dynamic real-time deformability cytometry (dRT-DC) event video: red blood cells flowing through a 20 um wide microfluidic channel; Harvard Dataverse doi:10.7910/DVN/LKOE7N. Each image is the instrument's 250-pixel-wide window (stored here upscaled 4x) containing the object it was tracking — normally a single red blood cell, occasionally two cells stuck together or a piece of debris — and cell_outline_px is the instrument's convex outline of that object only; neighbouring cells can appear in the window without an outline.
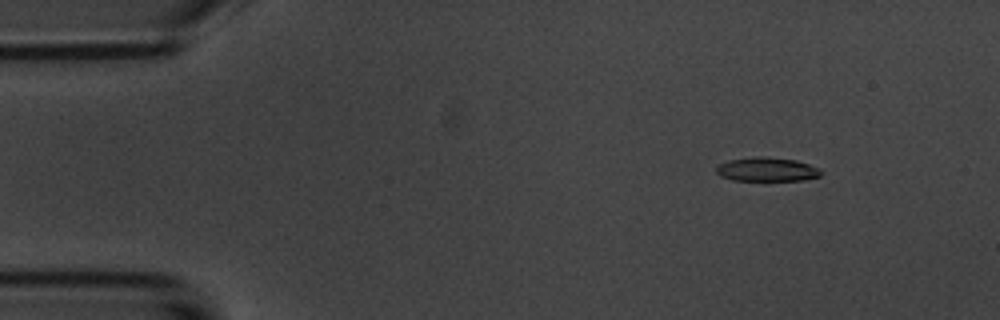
{"species": "common noctule bat (a hibernating species)", "species_latin": "Nyctalus noctula", "temperature_condition": "room temperature", "stored_images_in_passage": 9, "camera_frame_rate_fps": 3000, "um_per_image_px": 0.085, "animal": {"sex": "male", "body_mass_g": 20.1, "forearm_length_mm": 53.5}, "frame": {"image": 1, "passage_image": 1, "time_ms": 0.0, "image_size_px": [1000, 320], "cell_outline_px": [[824, 172], [820, 176], [804, 180], [732, 180], [720, 176], [716, 172], [716, 168], [720, 164], [728, 160], [752, 156], [768, 156], [796, 160], [820, 168]], "centroid_in_image_um": [65.2, 14.39], "position_along_channel_um": 19.8, "area_um2": 14.8}}
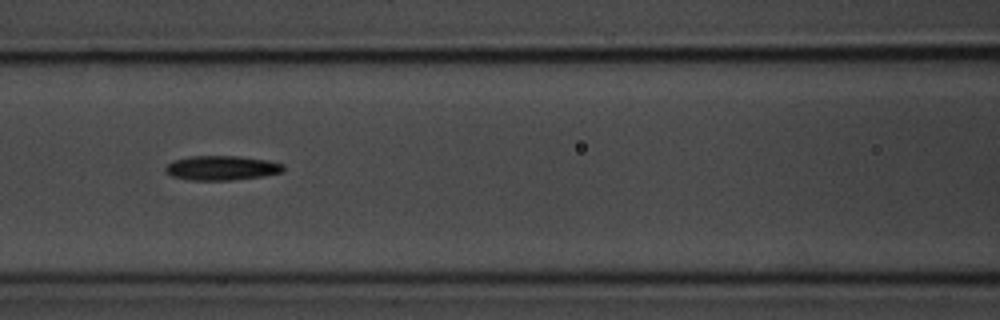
{"frame": {"image": 2, "passage_image": 6, "time_ms": 5.667, "image_size_px": [1000, 320], "cell_outline_px": [[284, 172], [264, 176], [232, 180], [188, 180], [172, 176], [164, 168], [172, 160], [192, 156], [240, 156], [268, 160], [284, 164]], "centroid_in_image_um": [18.88, 14.27], "position_along_channel_um": 147.7, "area_um2": 16.94}}
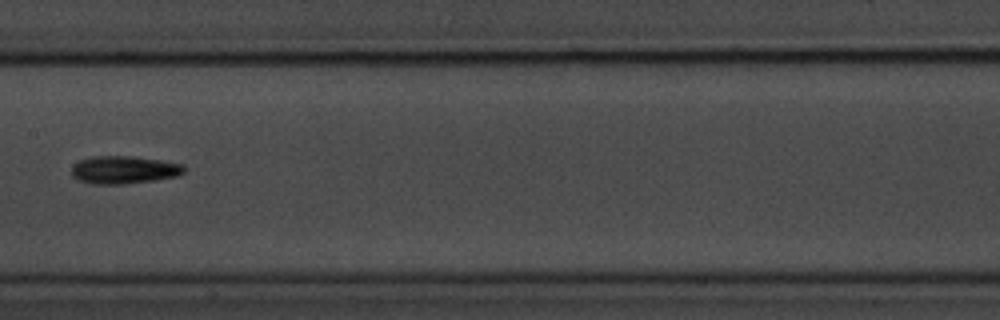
{"frame": {"image": 3, "passage_image": 7, "time_ms": 7.0, "image_size_px": [1000, 320], "cell_outline_px": [[184, 172], [180, 176], [124, 184], [92, 184], [80, 180], [72, 176], [72, 164], [80, 160], [92, 156], [132, 156], [160, 160], [184, 164]], "centroid_in_image_um": [10.53, 14.43], "position_along_channel_um": 196.9, "area_um2": 18.26}}